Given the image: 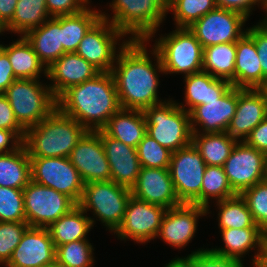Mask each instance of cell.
<instances>
[{
	"mask_svg": "<svg viewBox=\"0 0 267 267\" xmlns=\"http://www.w3.org/2000/svg\"><path fill=\"white\" fill-rule=\"evenodd\" d=\"M148 40H129L116 58L111 73L114 77L119 103L122 109L144 110L163 103L159 100L158 72L164 73L160 56L152 47L151 61L147 48ZM146 44V45H145ZM146 46V47H145ZM156 66V67H155Z\"/></svg>",
	"mask_w": 267,
	"mask_h": 267,
	"instance_id": "1",
	"label": "cell"
},
{
	"mask_svg": "<svg viewBox=\"0 0 267 267\" xmlns=\"http://www.w3.org/2000/svg\"><path fill=\"white\" fill-rule=\"evenodd\" d=\"M57 108L87 131L101 130L121 109L112 73L100 72L90 80L69 87L57 98Z\"/></svg>",
	"mask_w": 267,
	"mask_h": 267,
	"instance_id": "2",
	"label": "cell"
},
{
	"mask_svg": "<svg viewBox=\"0 0 267 267\" xmlns=\"http://www.w3.org/2000/svg\"><path fill=\"white\" fill-rule=\"evenodd\" d=\"M87 130L56 108L25 131L23 144L29 157H69Z\"/></svg>",
	"mask_w": 267,
	"mask_h": 267,
	"instance_id": "3",
	"label": "cell"
},
{
	"mask_svg": "<svg viewBox=\"0 0 267 267\" xmlns=\"http://www.w3.org/2000/svg\"><path fill=\"white\" fill-rule=\"evenodd\" d=\"M15 119L26 131L36 126L57 108L50 86L39 79H16L4 92Z\"/></svg>",
	"mask_w": 267,
	"mask_h": 267,
	"instance_id": "4",
	"label": "cell"
},
{
	"mask_svg": "<svg viewBox=\"0 0 267 267\" xmlns=\"http://www.w3.org/2000/svg\"><path fill=\"white\" fill-rule=\"evenodd\" d=\"M147 135L158 144L175 152L192 143L190 116L187 111L168 99L143 110Z\"/></svg>",
	"mask_w": 267,
	"mask_h": 267,
	"instance_id": "5",
	"label": "cell"
},
{
	"mask_svg": "<svg viewBox=\"0 0 267 267\" xmlns=\"http://www.w3.org/2000/svg\"><path fill=\"white\" fill-rule=\"evenodd\" d=\"M109 7L113 16L101 11V18L110 21L125 35L131 34L128 36L131 40L149 41L167 15L152 0H113Z\"/></svg>",
	"mask_w": 267,
	"mask_h": 267,
	"instance_id": "6",
	"label": "cell"
},
{
	"mask_svg": "<svg viewBox=\"0 0 267 267\" xmlns=\"http://www.w3.org/2000/svg\"><path fill=\"white\" fill-rule=\"evenodd\" d=\"M155 40L164 74L191 75L203 70V48L189 28H176Z\"/></svg>",
	"mask_w": 267,
	"mask_h": 267,
	"instance_id": "7",
	"label": "cell"
},
{
	"mask_svg": "<svg viewBox=\"0 0 267 267\" xmlns=\"http://www.w3.org/2000/svg\"><path fill=\"white\" fill-rule=\"evenodd\" d=\"M130 197L131 190L114 181L89 182L84 185L78 205L86 213L93 210L96 220L113 233L123 221Z\"/></svg>",
	"mask_w": 267,
	"mask_h": 267,
	"instance_id": "8",
	"label": "cell"
},
{
	"mask_svg": "<svg viewBox=\"0 0 267 267\" xmlns=\"http://www.w3.org/2000/svg\"><path fill=\"white\" fill-rule=\"evenodd\" d=\"M123 37L126 35L110 21L100 18L80 41L75 53L95 66L100 72H111L118 55L116 53H119L120 49L130 40L126 38L124 41L122 40ZM120 39L122 40L121 44H119Z\"/></svg>",
	"mask_w": 267,
	"mask_h": 267,
	"instance_id": "9",
	"label": "cell"
},
{
	"mask_svg": "<svg viewBox=\"0 0 267 267\" xmlns=\"http://www.w3.org/2000/svg\"><path fill=\"white\" fill-rule=\"evenodd\" d=\"M206 166L193 143L172 152L169 171L181 203L201 206V186Z\"/></svg>",
	"mask_w": 267,
	"mask_h": 267,
	"instance_id": "10",
	"label": "cell"
},
{
	"mask_svg": "<svg viewBox=\"0 0 267 267\" xmlns=\"http://www.w3.org/2000/svg\"><path fill=\"white\" fill-rule=\"evenodd\" d=\"M23 198L30 227L48 228L77 205L67 195L32 180L24 187Z\"/></svg>",
	"mask_w": 267,
	"mask_h": 267,
	"instance_id": "11",
	"label": "cell"
},
{
	"mask_svg": "<svg viewBox=\"0 0 267 267\" xmlns=\"http://www.w3.org/2000/svg\"><path fill=\"white\" fill-rule=\"evenodd\" d=\"M31 180L50 187L79 203L84 182L69 157H30Z\"/></svg>",
	"mask_w": 267,
	"mask_h": 267,
	"instance_id": "12",
	"label": "cell"
},
{
	"mask_svg": "<svg viewBox=\"0 0 267 267\" xmlns=\"http://www.w3.org/2000/svg\"><path fill=\"white\" fill-rule=\"evenodd\" d=\"M247 17L237 11L216 8L196 20L188 28L202 48L237 42L246 32L243 26Z\"/></svg>",
	"mask_w": 267,
	"mask_h": 267,
	"instance_id": "13",
	"label": "cell"
},
{
	"mask_svg": "<svg viewBox=\"0 0 267 267\" xmlns=\"http://www.w3.org/2000/svg\"><path fill=\"white\" fill-rule=\"evenodd\" d=\"M166 210L131 195L123 221L114 234L120 240L131 239L141 244L156 239Z\"/></svg>",
	"mask_w": 267,
	"mask_h": 267,
	"instance_id": "14",
	"label": "cell"
},
{
	"mask_svg": "<svg viewBox=\"0 0 267 267\" xmlns=\"http://www.w3.org/2000/svg\"><path fill=\"white\" fill-rule=\"evenodd\" d=\"M265 166V153L249 146L245 141H237L223 169L232 190L241 194L245 189L264 180Z\"/></svg>",
	"mask_w": 267,
	"mask_h": 267,
	"instance_id": "15",
	"label": "cell"
},
{
	"mask_svg": "<svg viewBox=\"0 0 267 267\" xmlns=\"http://www.w3.org/2000/svg\"><path fill=\"white\" fill-rule=\"evenodd\" d=\"M69 159L84 184L111 181L110 165L101 141V130L87 131L77 142Z\"/></svg>",
	"mask_w": 267,
	"mask_h": 267,
	"instance_id": "16",
	"label": "cell"
},
{
	"mask_svg": "<svg viewBox=\"0 0 267 267\" xmlns=\"http://www.w3.org/2000/svg\"><path fill=\"white\" fill-rule=\"evenodd\" d=\"M208 209L196 204L182 203L166 210L156 238L176 249L190 243L197 231L199 217L206 216Z\"/></svg>",
	"mask_w": 267,
	"mask_h": 267,
	"instance_id": "17",
	"label": "cell"
},
{
	"mask_svg": "<svg viewBox=\"0 0 267 267\" xmlns=\"http://www.w3.org/2000/svg\"><path fill=\"white\" fill-rule=\"evenodd\" d=\"M237 103L238 88L232 86L220 99L194 107L189 112L192 133L226 132L235 115Z\"/></svg>",
	"mask_w": 267,
	"mask_h": 267,
	"instance_id": "18",
	"label": "cell"
},
{
	"mask_svg": "<svg viewBox=\"0 0 267 267\" xmlns=\"http://www.w3.org/2000/svg\"><path fill=\"white\" fill-rule=\"evenodd\" d=\"M56 248L47 228L28 227L5 267H48Z\"/></svg>",
	"mask_w": 267,
	"mask_h": 267,
	"instance_id": "19",
	"label": "cell"
},
{
	"mask_svg": "<svg viewBox=\"0 0 267 267\" xmlns=\"http://www.w3.org/2000/svg\"><path fill=\"white\" fill-rule=\"evenodd\" d=\"M130 190L135 198L166 209L182 204L176 195L169 168L141 167Z\"/></svg>",
	"mask_w": 267,
	"mask_h": 267,
	"instance_id": "20",
	"label": "cell"
},
{
	"mask_svg": "<svg viewBox=\"0 0 267 267\" xmlns=\"http://www.w3.org/2000/svg\"><path fill=\"white\" fill-rule=\"evenodd\" d=\"M224 247L212 248L218 254L233 257L240 261L243 255L257 248L252 259L253 267H262L267 246V235L260 227L220 229Z\"/></svg>",
	"mask_w": 267,
	"mask_h": 267,
	"instance_id": "21",
	"label": "cell"
},
{
	"mask_svg": "<svg viewBox=\"0 0 267 267\" xmlns=\"http://www.w3.org/2000/svg\"><path fill=\"white\" fill-rule=\"evenodd\" d=\"M100 71L75 52L65 53L47 68V79L58 98L69 87L94 78Z\"/></svg>",
	"mask_w": 267,
	"mask_h": 267,
	"instance_id": "22",
	"label": "cell"
},
{
	"mask_svg": "<svg viewBox=\"0 0 267 267\" xmlns=\"http://www.w3.org/2000/svg\"><path fill=\"white\" fill-rule=\"evenodd\" d=\"M101 141L110 165L111 181L131 189L140 173L137 148L110 137L101 129Z\"/></svg>",
	"mask_w": 267,
	"mask_h": 267,
	"instance_id": "23",
	"label": "cell"
},
{
	"mask_svg": "<svg viewBox=\"0 0 267 267\" xmlns=\"http://www.w3.org/2000/svg\"><path fill=\"white\" fill-rule=\"evenodd\" d=\"M267 117V104L257 89L238 88V103L227 133L237 141H245L251 131Z\"/></svg>",
	"mask_w": 267,
	"mask_h": 267,
	"instance_id": "24",
	"label": "cell"
},
{
	"mask_svg": "<svg viewBox=\"0 0 267 267\" xmlns=\"http://www.w3.org/2000/svg\"><path fill=\"white\" fill-rule=\"evenodd\" d=\"M184 82L185 104L177 103V105L188 113L200 104L220 99L232 87L229 81L215 78L203 70L184 76Z\"/></svg>",
	"mask_w": 267,
	"mask_h": 267,
	"instance_id": "25",
	"label": "cell"
},
{
	"mask_svg": "<svg viewBox=\"0 0 267 267\" xmlns=\"http://www.w3.org/2000/svg\"><path fill=\"white\" fill-rule=\"evenodd\" d=\"M260 62L254 40L245 32L236 42L235 87L257 89L265 80Z\"/></svg>",
	"mask_w": 267,
	"mask_h": 267,
	"instance_id": "26",
	"label": "cell"
},
{
	"mask_svg": "<svg viewBox=\"0 0 267 267\" xmlns=\"http://www.w3.org/2000/svg\"><path fill=\"white\" fill-rule=\"evenodd\" d=\"M24 37L46 68L66 53L61 43V16L47 19L39 27L28 31Z\"/></svg>",
	"mask_w": 267,
	"mask_h": 267,
	"instance_id": "27",
	"label": "cell"
},
{
	"mask_svg": "<svg viewBox=\"0 0 267 267\" xmlns=\"http://www.w3.org/2000/svg\"><path fill=\"white\" fill-rule=\"evenodd\" d=\"M102 130L110 137L137 148L147 134L146 118L142 110L121 108L108 120Z\"/></svg>",
	"mask_w": 267,
	"mask_h": 267,
	"instance_id": "28",
	"label": "cell"
},
{
	"mask_svg": "<svg viewBox=\"0 0 267 267\" xmlns=\"http://www.w3.org/2000/svg\"><path fill=\"white\" fill-rule=\"evenodd\" d=\"M86 215L88 214L77 204L47 228L55 248L87 238L86 235L93 229L96 221Z\"/></svg>",
	"mask_w": 267,
	"mask_h": 267,
	"instance_id": "29",
	"label": "cell"
},
{
	"mask_svg": "<svg viewBox=\"0 0 267 267\" xmlns=\"http://www.w3.org/2000/svg\"><path fill=\"white\" fill-rule=\"evenodd\" d=\"M4 51L7 53L13 73L17 79L40 80L42 72L44 77H47L46 66L40 61L32 45L24 36H20L11 45H5Z\"/></svg>",
	"mask_w": 267,
	"mask_h": 267,
	"instance_id": "30",
	"label": "cell"
},
{
	"mask_svg": "<svg viewBox=\"0 0 267 267\" xmlns=\"http://www.w3.org/2000/svg\"><path fill=\"white\" fill-rule=\"evenodd\" d=\"M30 181L31 163L24 144L15 151L0 154V186L24 189Z\"/></svg>",
	"mask_w": 267,
	"mask_h": 267,
	"instance_id": "31",
	"label": "cell"
},
{
	"mask_svg": "<svg viewBox=\"0 0 267 267\" xmlns=\"http://www.w3.org/2000/svg\"><path fill=\"white\" fill-rule=\"evenodd\" d=\"M101 18V10L88 5L81 12L61 15V43L66 53L75 52L88 30Z\"/></svg>",
	"mask_w": 267,
	"mask_h": 267,
	"instance_id": "32",
	"label": "cell"
},
{
	"mask_svg": "<svg viewBox=\"0 0 267 267\" xmlns=\"http://www.w3.org/2000/svg\"><path fill=\"white\" fill-rule=\"evenodd\" d=\"M236 42L203 48V71L235 87Z\"/></svg>",
	"mask_w": 267,
	"mask_h": 267,
	"instance_id": "33",
	"label": "cell"
},
{
	"mask_svg": "<svg viewBox=\"0 0 267 267\" xmlns=\"http://www.w3.org/2000/svg\"><path fill=\"white\" fill-rule=\"evenodd\" d=\"M192 143L206 165L223 166L237 143L227 132L192 133Z\"/></svg>",
	"mask_w": 267,
	"mask_h": 267,
	"instance_id": "34",
	"label": "cell"
},
{
	"mask_svg": "<svg viewBox=\"0 0 267 267\" xmlns=\"http://www.w3.org/2000/svg\"><path fill=\"white\" fill-rule=\"evenodd\" d=\"M49 18L46 0H18L14 15L7 23L8 32L24 36Z\"/></svg>",
	"mask_w": 267,
	"mask_h": 267,
	"instance_id": "35",
	"label": "cell"
},
{
	"mask_svg": "<svg viewBox=\"0 0 267 267\" xmlns=\"http://www.w3.org/2000/svg\"><path fill=\"white\" fill-rule=\"evenodd\" d=\"M220 229L259 227L255 224L246 201L240 194L215 203Z\"/></svg>",
	"mask_w": 267,
	"mask_h": 267,
	"instance_id": "36",
	"label": "cell"
},
{
	"mask_svg": "<svg viewBox=\"0 0 267 267\" xmlns=\"http://www.w3.org/2000/svg\"><path fill=\"white\" fill-rule=\"evenodd\" d=\"M235 195L236 193L228 182L223 166L207 165L202 178L201 206L208 209V214L210 213V199L217 202Z\"/></svg>",
	"mask_w": 267,
	"mask_h": 267,
	"instance_id": "37",
	"label": "cell"
},
{
	"mask_svg": "<svg viewBox=\"0 0 267 267\" xmlns=\"http://www.w3.org/2000/svg\"><path fill=\"white\" fill-rule=\"evenodd\" d=\"M88 239L69 242L56 247L55 263L61 267H92L95 259Z\"/></svg>",
	"mask_w": 267,
	"mask_h": 267,
	"instance_id": "38",
	"label": "cell"
},
{
	"mask_svg": "<svg viewBox=\"0 0 267 267\" xmlns=\"http://www.w3.org/2000/svg\"><path fill=\"white\" fill-rule=\"evenodd\" d=\"M216 8L215 0H171L168 12L174 14L176 28H188Z\"/></svg>",
	"mask_w": 267,
	"mask_h": 267,
	"instance_id": "39",
	"label": "cell"
},
{
	"mask_svg": "<svg viewBox=\"0 0 267 267\" xmlns=\"http://www.w3.org/2000/svg\"><path fill=\"white\" fill-rule=\"evenodd\" d=\"M240 195L246 201L255 224L267 235V182H258Z\"/></svg>",
	"mask_w": 267,
	"mask_h": 267,
	"instance_id": "40",
	"label": "cell"
},
{
	"mask_svg": "<svg viewBox=\"0 0 267 267\" xmlns=\"http://www.w3.org/2000/svg\"><path fill=\"white\" fill-rule=\"evenodd\" d=\"M141 167L169 168L172 152L158 144L149 135H145L137 146Z\"/></svg>",
	"mask_w": 267,
	"mask_h": 267,
	"instance_id": "41",
	"label": "cell"
},
{
	"mask_svg": "<svg viewBox=\"0 0 267 267\" xmlns=\"http://www.w3.org/2000/svg\"><path fill=\"white\" fill-rule=\"evenodd\" d=\"M26 221L23 189L0 186V222Z\"/></svg>",
	"mask_w": 267,
	"mask_h": 267,
	"instance_id": "42",
	"label": "cell"
},
{
	"mask_svg": "<svg viewBox=\"0 0 267 267\" xmlns=\"http://www.w3.org/2000/svg\"><path fill=\"white\" fill-rule=\"evenodd\" d=\"M29 227L26 221L0 222V264L5 266Z\"/></svg>",
	"mask_w": 267,
	"mask_h": 267,
	"instance_id": "43",
	"label": "cell"
},
{
	"mask_svg": "<svg viewBox=\"0 0 267 267\" xmlns=\"http://www.w3.org/2000/svg\"><path fill=\"white\" fill-rule=\"evenodd\" d=\"M246 32L253 38L259 60L261 61L262 74L267 78V22H259L253 27H247Z\"/></svg>",
	"mask_w": 267,
	"mask_h": 267,
	"instance_id": "44",
	"label": "cell"
},
{
	"mask_svg": "<svg viewBox=\"0 0 267 267\" xmlns=\"http://www.w3.org/2000/svg\"><path fill=\"white\" fill-rule=\"evenodd\" d=\"M46 6L49 15L56 17L81 12L88 4L84 0H46Z\"/></svg>",
	"mask_w": 267,
	"mask_h": 267,
	"instance_id": "45",
	"label": "cell"
},
{
	"mask_svg": "<svg viewBox=\"0 0 267 267\" xmlns=\"http://www.w3.org/2000/svg\"><path fill=\"white\" fill-rule=\"evenodd\" d=\"M243 264L236 258L218 254L210 248L200 250V267H244Z\"/></svg>",
	"mask_w": 267,
	"mask_h": 267,
	"instance_id": "46",
	"label": "cell"
},
{
	"mask_svg": "<svg viewBox=\"0 0 267 267\" xmlns=\"http://www.w3.org/2000/svg\"><path fill=\"white\" fill-rule=\"evenodd\" d=\"M0 129L14 131L24 140L25 130L16 121L12 107L4 94H0Z\"/></svg>",
	"mask_w": 267,
	"mask_h": 267,
	"instance_id": "47",
	"label": "cell"
},
{
	"mask_svg": "<svg viewBox=\"0 0 267 267\" xmlns=\"http://www.w3.org/2000/svg\"><path fill=\"white\" fill-rule=\"evenodd\" d=\"M217 8L240 12L249 18L255 5L263 7V0H215Z\"/></svg>",
	"mask_w": 267,
	"mask_h": 267,
	"instance_id": "48",
	"label": "cell"
},
{
	"mask_svg": "<svg viewBox=\"0 0 267 267\" xmlns=\"http://www.w3.org/2000/svg\"><path fill=\"white\" fill-rule=\"evenodd\" d=\"M245 142L267 155V117L251 131Z\"/></svg>",
	"mask_w": 267,
	"mask_h": 267,
	"instance_id": "49",
	"label": "cell"
},
{
	"mask_svg": "<svg viewBox=\"0 0 267 267\" xmlns=\"http://www.w3.org/2000/svg\"><path fill=\"white\" fill-rule=\"evenodd\" d=\"M7 53L3 50L0 54V94L16 80Z\"/></svg>",
	"mask_w": 267,
	"mask_h": 267,
	"instance_id": "50",
	"label": "cell"
},
{
	"mask_svg": "<svg viewBox=\"0 0 267 267\" xmlns=\"http://www.w3.org/2000/svg\"><path fill=\"white\" fill-rule=\"evenodd\" d=\"M22 144L23 140L14 131L0 129V154L15 151Z\"/></svg>",
	"mask_w": 267,
	"mask_h": 267,
	"instance_id": "51",
	"label": "cell"
},
{
	"mask_svg": "<svg viewBox=\"0 0 267 267\" xmlns=\"http://www.w3.org/2000/svg\"><path fill=\"white\" fill-rule=\"evenodd\" d=\"M200 250L197 249L187 257H178L173 260H170L168 264H165V267H200Z\"/></svg>",
	"mask_w": 267,
	"mask_h": 267,
	"instance_id": "52",
	"label": "cell"
},
{
	"mask_svg": "<svg viewBox=\"0 0 267 267\" xmlns=\"http://www.w3.org/2000/svg\"><path fill=\"white\" fill-rule=\"evenodd\" d=\"M18 0H0V17L7 24L13 17Z\"/></svg>",
	"mask_w": 267,
	"mask_h": 267,
	"instance_id": "53",
	"label": "cell"
},
{
	"mask_svg": "<svg viewBox=\"0 0 267 267\" xmlns=\"http://www.w3.org/2000/svg\"><path fill=\"white\" fill-rule=\"evenodd\" d=\"M152 1L155 2L166 14H168L171 0H152Z\"/></svg>",
	"mask_w": 267,
	"mask_h": 267,
	"instance_id": "54",
	"label": "cell"
},
{
	"mask_svg": "<svg viewBox=\"0 0 267 267\" xmlns=\"http://www.w3.org/2000/svg\"><path fill=\"white\" fill-rule=\"evenodd\" d=\"M257 90L263 95V98L267 104V78L262 82V84L257 88Z\"/></svg>",
	"mask_w": 267,
	"mask_h": 267,
	"instance_id": "55",
	"label": "cell"
},
{
	"mask_svg": "<svg viewBox=\"0 0 267 267\" xmlns=\"http://www.w3.org/2000/svg\"><path fill=\"white\" fill-rule=\"evenodd\" d=\"M5 31H8L7 24L0 17V34H3Z\"/></svg>",
	"mask_w": 267,
	"mask_h": 267,
	"instance_id": "56",
	"label": "cell"
},
{
	"mask_svg": "<svg viewBox=\"0 0 267 267\" xmlns=\"http://www.w3.org/2000/svg\"><path fill=\"white\" fill-rule=\"evenodd\" d=\"M261 9H263V11L265 10L264 12L267 13V0H263V7ZM261 21L267 22V14H266V17Z\"/></svg>",
	"mask_w": 267,
	"mask_h": 267,
	"instance_id": "57",
	"label": "cell"
},
{
	"mask_svg": "<svg viewBox=\"0 0 267 267\" xmlns=\"http://www.w3.org/2000/svg\"><path fill=\"white\" fill-rule=\"evenodd\" d=\"M262 267H267V246H266L265 260H264Z\"/></svg>",
	"mask_w": 267,
	"mask_h": 267,
	"instance_id": "58",
	"label": "cell"
},
{
	"mask_svg": "<svg viewBox=\"0 0 267 267\" xmlns=\"http://www.w3.org/2000/svg\"><path fill=\"white\" fill-rule=\"evenodd\" d=\"M264 180L267 182V155H266V166H265V178Z\"/></svg>",
	"mask_w": 267,
	"mask_h": 267,
	"instance_id": "59",
	"label": "cell"
},
{
	"mask_svg": "<svg viewBox=\"0 0 267 267\" xmlns=\"http://www.w3.org/2000/svg\"><path fill=\"white\" fill-rule=\"evenodd\" d=\"M4 50V45L3 44H0V54L1 52Z\"/></svg>",
	"mask_w": 267,
	"mask_h": 267,
	"instance_id": "60",
	"label": "cell"
},
{
	"mask_svg": "<svg viewBox=\"0 0 267 267\" xmlns=\"http://www.w3.org/2000/svg\"><path fill=\"white\" fill-rule=\"evenodd\" d=\"M48 267H61L59 265H57L56 263L54 265L48 266Z\"/></svg>",
	"mask_w": 267,
	"mask_h": 267,
	"instance_id": "61",
	"label": "cell"
},
{
	"mask_svg": "<svg viewBox=\"0 0 267 267\" xmlns=\"http://www.w3.org/2000/svg\"><path fill=\"white\" fill-rule=\"evenodd\" d=\"M87 4H90V1L89 0H84Z\"/></svg>",
	"mask_w": 267,
	"mask_h": 267,
	"instance_id": "62",
	"label": "cell"
}]
</instances>
